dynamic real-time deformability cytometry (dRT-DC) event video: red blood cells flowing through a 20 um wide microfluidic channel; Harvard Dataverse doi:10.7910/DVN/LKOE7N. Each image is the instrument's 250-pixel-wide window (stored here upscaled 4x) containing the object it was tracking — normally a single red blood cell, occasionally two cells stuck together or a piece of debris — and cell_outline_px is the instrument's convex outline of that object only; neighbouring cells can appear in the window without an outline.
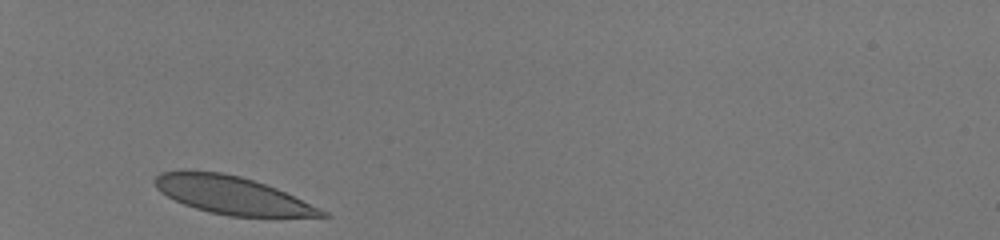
{"species": "human", "species_latin": "Homo sapiens", "temperature_condition": "room temperature", "stored_images_in_passage": 28, "camera_frame_rate_fps": 3000, "um_per_image_px": 0.085, "donor": {"sex": "male"}, "frame": {"image": 1, "passage_image": 1, "time_ms": 0.0, "image_size_px": [1000, 240], "cell_outline_px": [[332, 216], [228, 216], [208, 212], [184, 204], [160, 192], [156, 188], [152, 180], [160, 172], [180, 168], [184, 168], [224, 172], [240, 176], [276, 188], [320, 208], [328, 212]], "centroid_in_image_um": [19.62, 16.54], "position_along_channel_um": 65.4, "area_um2": 36.99}}
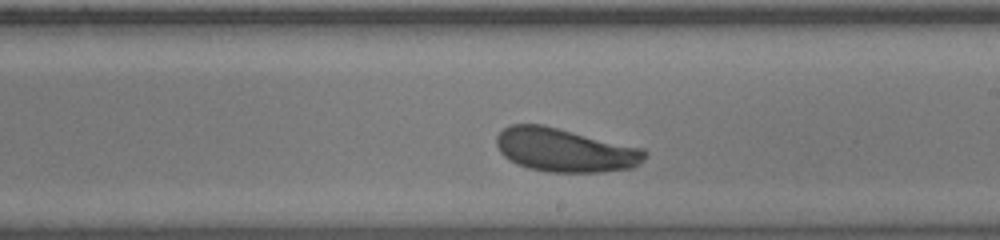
{"frame": {"image": 2, "passage_image": 16, "time_ms": 5.0, "image_size_px": [1000, 240], "cell_outline_px": [[648, 152], [644, 160], [636, 168], [604, 172], [548, 172], [528, 168], [516, 164], [508, 160], [500, 152], [496, 144], [496, 136], [504, 128], [512, 124], [544, 124], [644, 148]], "centroid_in_image_um": [48.06, 12.76], "position_along_channel_um": 240.9, "area_um2": 38.32}}
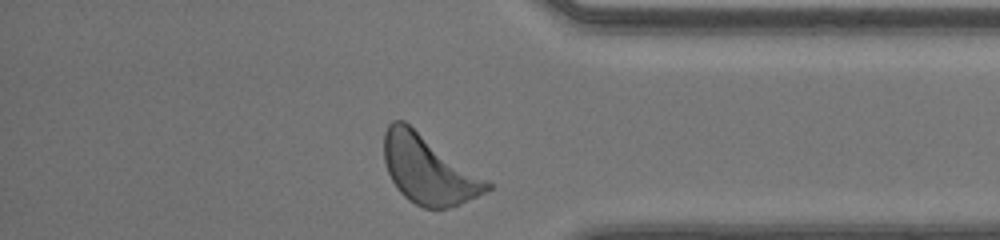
{"frame": {"image": 3, "passage_image": 28, "time_ms": 9.0, "image_size_px": [1000, 240], "cell_outline_px": [[492, 188], [476, 196], [448, 208], [424, 208], [408, 200], [396, 188], [388, 172], [384, 160], [384, 132], [388, 124], [392, 120], [404, 120], [492, 184]], "centroid_in_image_um": [36.36, 14.4], "position_along_channel_um": 398.8, "area_um2": 40.46}, "authors_computed_cell_mechanics": {"area_um2": 37.3099, "velocity_mm_per_s": 4.0551, "shape_relaxation_time_tau1_ms": 1.9793, "shape_relaxation_time_tau2_ms": null, "deformation_change_tau1": 0.112, "deformation_change_tau2": null}}